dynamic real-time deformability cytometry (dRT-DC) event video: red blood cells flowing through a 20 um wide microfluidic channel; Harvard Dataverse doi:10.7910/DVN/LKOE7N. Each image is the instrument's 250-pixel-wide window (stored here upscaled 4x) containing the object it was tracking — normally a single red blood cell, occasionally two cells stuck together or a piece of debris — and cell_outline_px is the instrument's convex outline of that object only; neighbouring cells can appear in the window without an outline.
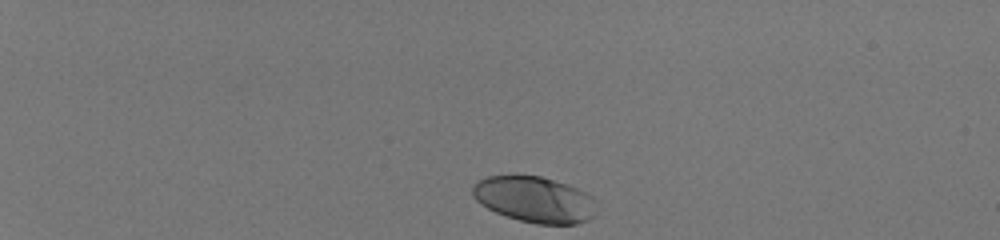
{"species": "human", "species_latin": "Homo sapiens", "temperature_condition": "room temperature", "stored_images_in_passage": 38, "camera_frame_rate_fps": 3000, "um_per_image_px": 0.085, "donor": {"sex": "male"}, "frame": {"image": 1, "passage_image": 1, "time_ms": 0.0, "image_size_px": [1000, 240], "cell_outline_px": [[592, 216], [588, 220], [576, 224], [536, 224], [520, 220], [496, 212], [480, 204], [472, 196], [472, 184], [488, 176], [516, 172], [540, 176], [568, 184], [592, 196]], "centroid_in_image_um": [45.34, 16.9], "position_along_channel_um": 39.7, "area_um2": 33.47}}
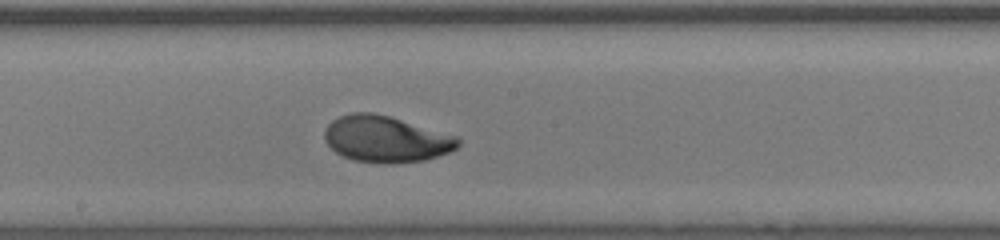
{"frame": {"image": 2, "passage_image": 22, "time_ms": 7.0, "image_size_px": [1000, 240], "cell_outline_px": [[460, 144], [456, 148], [448, 152], [424, 160], [392, 164], [384, 164], [352, 160], [336, 152], [324, 140], [324, 132], [328, 124], [332, 120], [340, 116], [352, 112], [372, 112], [388, 116], [456, 136], [460, 140]], "centroid_in_image_um": [32.77, 11.83], "position_along_channel_um": 215.4, "area_um2": 35.84}}
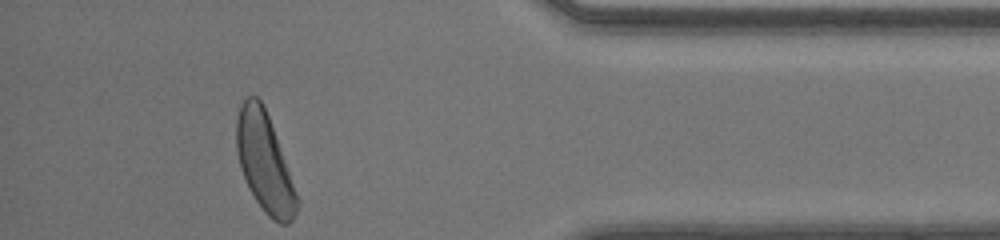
{"frame": {"image": 3, "passage_image": 38, "time_ms": 12.333, "image_size_px": [1000, 240], "cell_outline_px": [[300, 200], [296, 212], [292, 220], [288, 224], [280, 224], [272, 220], [264, 212], [256, 200], [240, 168], [236, 152], [236, 120], [240, 104], [248, 96], [256, 96], [264, 104]], "centroid_in_image_um": [22.49, 13.8], "position_along_channel_um": 412.7, "area_um2": 34.8}, "authors_computed_cell_mechanics": {"area_um2": 34.5933, "velocity_mm_per_s": 4.0881, "shape_relaxation_time_tau1_ms": 2.1269, "shape_relaxation_time_tau2_ms": null, "deformation_change_tau1": 0.1352, "deformation_change_tau2": null}}